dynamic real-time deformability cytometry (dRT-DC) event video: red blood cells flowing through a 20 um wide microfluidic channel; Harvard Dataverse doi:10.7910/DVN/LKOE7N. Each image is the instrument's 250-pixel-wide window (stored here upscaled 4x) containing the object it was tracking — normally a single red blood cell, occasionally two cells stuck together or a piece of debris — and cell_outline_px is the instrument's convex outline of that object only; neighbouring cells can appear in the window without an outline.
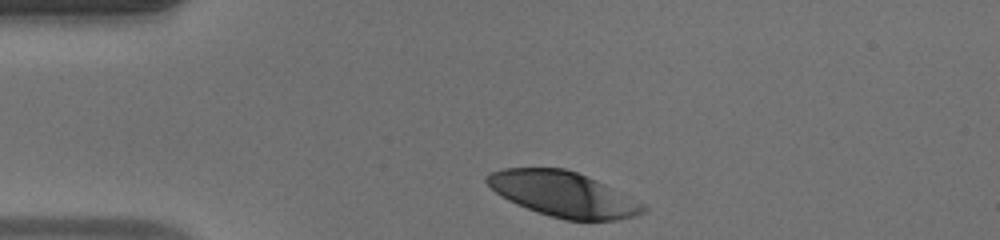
{"species": "human", "species_latin": "Homo sapiens", "temperature_condition": "warm", "stored_images_in_passage": 31, "camera_frame_rate_fps": 3000, "um_per_image_px": 0.085, "donor": {"sex": "male"}, "frame": {"image": 1, "passage_image": 1, "time_ms": 0.0, "image_size_px": [1000, 240], "cell_outline_px": [[648, 208], [644, 212], [636, 216], [616, 220], [564, 220], [516, 204], [500, 196], [484, 180], [484, 176], [488, 172], [504, 168], [564, 168], [576, 172], [596, 180], [644, 204]], "centroid_in_image_um": [47.84, 16.5], "position_along_channel_um": 37.2, "area_um2": 40.75}}
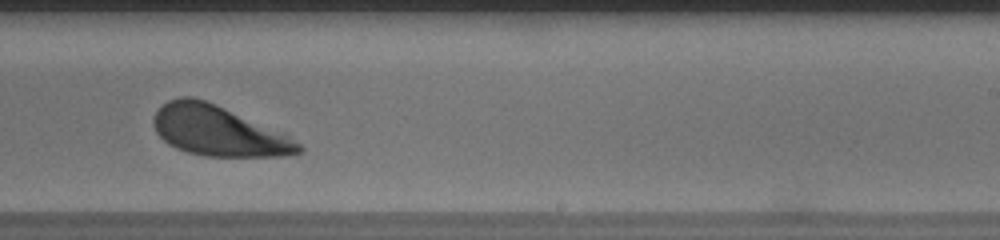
{"frame": {"image": 2, "passage_image": 21, "time_ms": 6.667, "image_size_px": [1000, 240], "cell_outline_px": [[304, 152], [284, 156], [204, 156], [188, 152], [176, 148], [168, 144], [156, 132], [152, 124], [152, 120], [156, 112], [168, 100], [180, 96], [192, 96], [204, 100], [284, 132], [300, 144], [304, 148]], "centroid_in_image_um": [18.57, 11.13], "position_along_channel_um": 270.4, "area_um2": 42.25}}
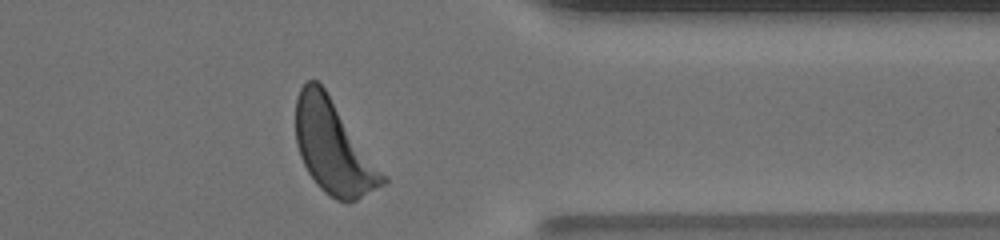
{"frame": {"image": 3, "passage_image": 30, "time_ms": 9.667, "image_size_px": [1000, 240], "cell_outline_px": [[388, 180], [384, 184], [356, 200], [348, 204], [336, 200], [324, 192], [316, 184], [308, 172], [300, 156], [296, 144], [296, 96], [300, 88], [308, 80], [316, 80], [324, 88], [388, 176]], "centroid_in_image_um": [28.36, 12.55], "position_along_channel_um": 383.0, "area_um2": 47.22}, "authors_computed_cell_mechanics": {"area_um2": 43.5812, "velocity_mm_per_s": 4.1072, "shape_relaxation_time_tau1_ms": 1.7099, "shape_relaxation_time_tau2_ms": null, "deformation_change_tau1": 0.1427, "deformation_change_tau2": null}}